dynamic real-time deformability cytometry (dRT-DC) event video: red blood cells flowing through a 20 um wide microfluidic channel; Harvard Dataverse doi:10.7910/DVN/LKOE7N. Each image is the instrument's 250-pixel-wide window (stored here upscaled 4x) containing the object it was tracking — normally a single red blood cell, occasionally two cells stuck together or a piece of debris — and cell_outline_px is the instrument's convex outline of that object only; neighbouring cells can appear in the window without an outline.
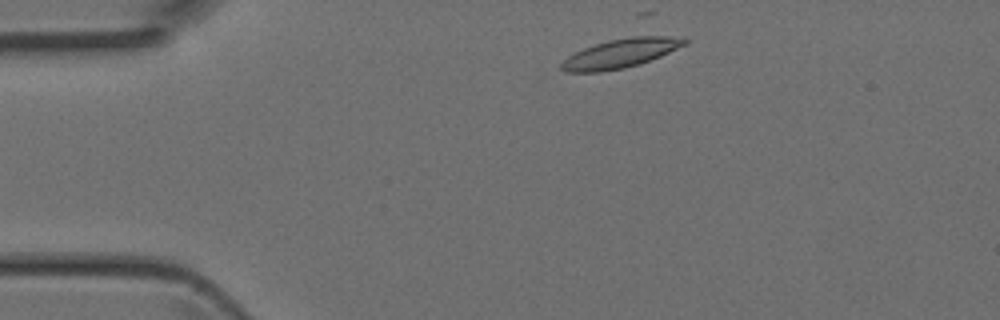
{"species": "Egyptian fruit bat (a non-hibernating species)", "species_latin": "Rousettus aegyptiacus", "temperature_condition": "room temperature", "stored_images_in_passage": 2, "camera_frame_rate_fps": 3000, "um_per_image_px": 0.085, "animal": {"sex": "female"}, "frame": {"image": 1, "passage_image": 1, "time_ms": 0.0, "image_size_px": [1000, 320], "cell_outline_px": [[688, 44], [660, 56], [640, 64], [624, 68], [600, 72], [564, 72], [560, 68], [560, 64], [568, 56], [584, 48], [608, 40], [640, 32], [644, 32], [684, 36], [688, 40]], "centroid_in_image_um": [52.9, 4.45], "position_along_channel_um": 32.1, "area_um2": 22.02}}